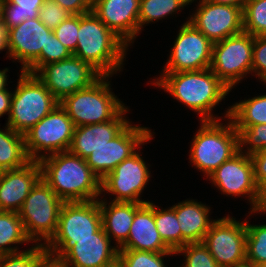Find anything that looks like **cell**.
<instances>
[{"label": "cell", "mask_w": 266, "mask_h": 267, "mask_svg": "<svg viewBox=\"0 0 266 267\" xmlns=\"http://www.w3.org/2000/svg\"><path fill=\"white\" fill-rule=\"evenodd\" d=\"M39 163L42 179L63 202L92 201L101 196V180L84 158L65 151L44 157Z\"/></svg>", "instance_id": "cell-1"}, {"label": "cell", "mask_w": 266, "mask_h": 267, "mask_svg": "<svg viewBox=\"0 0 266 267\" xmlns=\"http://www.w3.org/2000/svg\"><path fill=\"white\" fill-rule=\"evenodd\" d=\"M154 81L153 85L169 92L178 102L197 112L201 116L200 121L221 120L213 116L212 110L231 91L210 68L162 73Z\"/></svg>", "instance_id": "cell-2"}, {"label": "cell", "mask_w": 266, "mask_h": 267, "mask_svg": "<svg viewBox=\"0 0 266 267\" xmlns=\"http://www.w3.org/2000/svg\"><path fill=\"white\" fill-rule=\"evenodd\" d=\"M74 56L90 64L102 76L121 71L128 46L93 11L79 15V31Z\"/></svg>", "instance_id": "cell-3"}, {"label": "cell", "mask_w": 266, "mask_h": 267, "mask_svg": "<svg viewBox=\"0 0 266 267\" xmlns=\"http://www.w3.org/2000/svg\"><path fill=\"white\" fill-rule=\"evenodd\" d=\"M227 120L226 124L219 120L201 121L192 139L189 159L206 177L239 151L238 132L232 120Z\"/></svg>", "instance_id": "cell-4"}, {"label": "cell", "mask_w": 266, "mask_h": 267, "mask_svg": "<svg viewBox=\"0 0 266 267\" xmlns=\"http://www.w3.org/2000/svg\"><path fill=\"white\" fill-rule=\"evenodd\" d=\"M110 76H101L91 86L64 97L59 104L75 127L108 122L124 107L111 91Z\"/></svg>", "instance_id": "cell-5"}, {"label": "cell", "mask_w": 266, "mask_h": 267, "mask_svg": "<svg viewBox=\"0 0 266 267\" xmlns=\"http://www.w3.org/2000/svg\"><path fill=\"white\" fill-rule=\"evenodd\" d=\"M58 104L59 101L35 74L21 71L6 124L24 135Z\"/></svg>", "instance_id": "cell-6"}, {"label": "cell", "mask_w": 266, "mask_h": 267, "mask_svg": "<svg viewBox=\"0 0 266 267\" xmlns=\"http://www.w3.org/2000/svg\"><path fill=\"white\" fill-rule=\"evenodd\" d=\"M48 257L67 267H110L118 262L119 248L101 227L93 237L79 240H50L45 245Z\"/></svg>", "instance_id": "cell-7"}, {"label": "cell", "mask_w": 266, "mask_h": 267, "mask_svg": "<svg viewBox=\"0 0 266 267\" xmlns=\"http://www.w3.org/2000/svg\"><path fill=\"white\" fill-rule=\"evenodd\" d=\"M63 203L43 179L35 185L18 212L32 243L45 246L55 235Z\"/></svg>", "instance_id": "cell-8"}, {"label": "cell", "mask_w": 266, "mask_h": 267, "mask_svg": "<svg viewBox=\"0 0 266 267\" xmlns=\"http://www.w3.org/2000/svg\"><path fill=\"white\" fill-rule=\"evenodd\" d=\"M74 130V123L58 104L24 134L25 148L30 160L40 161L49 155L68 151Z\"/></svg>", "instance_id": "cell-9"}, {"label": "cell", "mask_w": 266, "mask_h": 267, "mask_svg": "<svg viewBox=\"0 0 266 267\" xmlns=\"http://www.w3.org/2000/svg\"><path fill=\"white\" fill-rule=\"evenodd\" d=\"M254 36L242 32L213 43L210 69L230 89L252 73Z\"/></svg>", "instance_id": "cell-10"}, {"label": "cell", "mask_w": 266, "mask_h": 267, "mask_svg": "<svg viewBox=\"0 0 266 267\" xmlns=\"http://www.w3.org/2000/svg\"><path fill=\"white\" fill-rule=\"evenodd\" d=\"M35 75L59 102L91 86L102 76L90 64L74 55L42 66Z\"/></svg>", "instance_id": "cell-11"}, {"label": "cell", "mask_w": 266, "mask_h": 267, "mask_svg": "<svg viewBox=\"0 0 266 267\" xmlns=\"http://www.w3.org/2000/svg\"><path fill=\"white\" fill-rule=\"evenodd\" d=\"M246 238L245 222L228 215L212 222L202 243L220 267H229L246 261Z\"/></svg>", "instance_id": "cell-12"}, {"label": "cell", "mask_w": 266, "mask_h": 267, "mask_svg": "<svg viewBox=\"0 0 266 267\" xmlns=\"http://www.w3.org/2000/svg\"><path fill=\"white\" fill-rule=\"evenodd\" d=\"M178 32L163 73L210 68L213 43L188 21Z\"/></svg>", "instance_id": "cell-13"}, {"label": "cell", "mask_w": 266, "mask_h": 267, "mask_svg": "<svg viewBox=\"0 0 266 267\" xmlns=\"http://www.w3.org/2000/svg\"><path fill=\"white\" fill-rule=\"evenodd\" d=\"M153 137L148 127L129 123L106 145L94 150L85 160L92 172L103 180L118 164L133 155L141 145Z\"/></svg>", "instance_id": "cell-14"}, {"label": "cell", "mask_w": 266, "mask_h": 267, "mask_svg": "<svg viewBox=\"0 0 266 267\" xmlns=\"http://www.w3.org/2000/svg\"><path fill=\"white\" fill-rule=\"evenodd\" d=\"M223 194L232 196L248 195L251 212H259L261 194L254 179L250 155L238 151L222 163L207 179Z\"/></svg>", "instance_id": "cell-15"}, {"label": "cell", "mask_w": 266, "mask_h": 267, "mask_svg": "<svg viewBox=\"0 0 266 267\" xmlns=\"http://www.w3.org/2000/svg\"><path fill=\"white\" fill-rule=\"evenodd\" d=\"M53 33L39 18L27 19L7 31L8 55L21 62L22 72L38 71V56L46 51L48 37Z\"/></svg>", "instance_id": "cell-16"}, {"label": "cell", "mask_w": 266, "mask_h": 267, "mask_svg": "<svg viewBox=\"0 0 266 267\" xmlns=\"http://www.w3.org/2000/svg\"><path fill=\"white\" fill-rule=\"evenodd\" d=\"M195 11L187 21L212 43L244 31L243 9L240 7L199 0Z\"/></svg>", "instance_id": "cell-17"}, {"label": "cell", "mask_w": 266, "mask_h": 267, "mask_svg": "<svg viewBox=\"0 0 266 267\" xmlns=\"http://www.w3.org/2000/svg\"><path fill=\"white\" fill-rule=\"evenodd\" d=\"M137 151L118 164L103 180L101 193L115 195L112 201L147 203L140 195L150 179L146 162Z\"/></svg>", "instance_id": "cell-18"}, {"label": "cell", "mask_w": 266, "mask_h": 267, "mask_svg": "<svg viewBox=\"0 0 266 267\" xmlns=\"http://www.w3.org/2000/svg\"><path fill=\"white\" fill-rule=\"evenodd\" d=\"M102 227L99 199L85 202H64L58 227L51 240H79L93 237Z\"/></svg>", "instance_id": "cell-19"}, {"label": "cell", "mask_w": 266, "mask_h": 267, "mask_svg": "<svg viewBox=\"0 0 266 267\" xmlns=\"http://www.w3.org/2000/svg\"><path fill=\"white\" fill-rule=\"evenodd\" d=\"M140 0H93L94 14L128 47L139 34Z\"/></svg>", "instance_id": "cell-20"}, {"label": "cell", "mask_w": 266, "mask_h": 267, "mask_svg": "<svg viewBox=\"0 0 266 267\" xmlns=\"http://www.w3.org/2000/svg\"><path fill=\"white\" fill-rule=\"evenodd\" d=\"M42 179L39 161L0 171V211L19 212L35 185Z\"/></svg>", "instance_id": "cell-21"}, {"label": "cell", "mask_w": 266, "mask_h": 267, "mask_svg": "<svg viewBox=\"0 0 266 267\" xmlns=\"http://www.w3.org/2000/svg\"><path fill=\"white\" fill-rule=\"evenodd\" d=\"M126 106L110 121L75 127L69 152L86 158L94 150L106 145L116 137L129 123L125 118Z\"/></svg>", "instance_id": "cell-22"}, {"label": "cell", "mask_w": 266, "mask_h": 267, "mask_svg": "<svg viewBox=\"0 0 266 267\" xmlns=\"http://www.w3.org/2000/svg\"><path fill=\"white\" fill-rule=\"evenodd\" d=\"M119 249L173 252L162 240L154 220V203L142 204L136 211L127 241Z\"/></svg>", "instance_id": "cell-23"}, {"label": "cell", "mask_w": 266, "mask_h": 267, "mask_svg": "<svg viewBox=\"0 0 266 267\" xmlns=\"http://www.w3.org/2000/svg\"><path fill=\"white\" fill-rule=\"evenodd\" d=\"M181 229V248L187 243L202 242L214 221L210 220V207L195 200L178 202L171 207Z\"/></svg>", "instance_id": "cell-24"}, {"label": "cell", "mask_w": 266, "mask_h": 267, "mask_svg": "<svg viewBox=\"0 0 266 267\" xmlns=\"http://www.w3.org/2000/svg\"><path fill=\"white\" fill-rule=\"evenodd\" d=\"M109 203L106 200L99 199L102 228L111 240L116 241V246L120 248L128 239L135 211L143 203L122 201H111Z\"/></svg>", "instance_id": "cell-25"}, {"label": "cell", "mask_w": 266, "mask_h": 267, "mask_svg": "<svg viewBox=\"0 0 266 267\" xmlns=\"http://www.w3.org/2000/svg\"><path fill=\"white\" fill-rule=\"evenodd\" d=\"M30 161L24 135L6 124L4 130L0 129V171L20 168Z\"/></svg>", "instance_id": "cell-26"}, {"label": "cell", "mask_w": 266, "mask_h": 267, "mask_svg": "<svg viewBox=\"0 0 266 267\" xmlns=\"http://www.w3.org/2000/svg\"><path fill=\"white\" fill-rule=\"evenodd\" d=\"M228 117L235 127L266 124V95L255 96L233 104L225 113L224 118Z\"/></svg>", "instance_id": "cell-27"}, {"label": "cell", "mask_w": 266, "mask_h": 267, "mask_svg": "<svg viewBox=\"0 0 266 267\" xmlns=\"http://www.w3.org/2000/svg\"><path fill=\"white\" fill-rule=\"evenodd\" d=\"M25 242L32 241L25 233L19 213L0 211V255L19 252V247H13L11 244Z\"/></svg>", "instance_id": "cell-28"}, {"label": "cell", "mask_w": 266, "mask_h": 267, "mask_svg": "<svg viewBox=\"0 0 266 267\" xmlns=\"http://www.w3.org/2000/svg\"><path fill=\"white\" fill-rule=\"evenodd\" d=\"M43 3L44 0H4L1 26L8 31L27 19L38 18Z\"/></svg>", "instance_id": "cell-29"}, {"label": "cell", "mask_w": 266, "mask_h": 267, "mask_svg": "<svg viewBox=\"0 0 266 267\" xmlns=\"http://www.w3.org/2000/svg\"><path fill=\"white\" fill-rule=\"evenodd\" d=\"M190 4L188 0H140L139 32L143 25L162 20L167 15L176 14L181 8L184 9L186 5Z\"/></svg>", "instance_id": "cell-30"}, {"label": "cell", "mask_w": 266, "mask_h": 267, "mask_svg": "<svg viewBox=\"0 0 266 267\" xmlns=\"http://www.w3.org/2000/svg\"><path fill=\"white\" fill-rule=\"evenodd\" d=\"M154 220L156 229L164 243L176 252L181 248V229L175 211L169 207L168 209H159L154 204Z\"/></svg>", "instance_id": "cell-31"}, {"label": "cell", "mask_w": 266, "mask_h": 267, "mask_svg": "<svg viewBox=\"0 0 266 267\" xmlns=\"http://www.w3.org/2000/svg\"><path fill=\"white\" fill-rule=\"evenodd\" d=\"M246 260L258 267L266 266V224L251 225L245 221Z\"/></svg>", "instance_id": "cell-32"}, {"label": "cell", "mask_w": 266, "mask_h": 267, "mask_svg": "<svg viewBox=\"0 0 266 267\" xmlns=\"http://www.w3.org/2000/svg\"><path fill=\"white\" fill-rule=\"evenodd\" d=\"M48 257L43 244H35L30 249L0 255V267H41Z\"/></svg>", "instance_id": "cell-33"}, {"label": "cell", "mask_w": 266, "mask_h": 267, "mask_svg": "<svg viewBox=\"0 0 266 267\" xmlns=\"http://www.w3.org/2000/svg\"><path fill=\"white\" fill-rule=\"evenodd\" d=\"M244 32L266 36V0H247L243 8Z\"/></svg>", "instance_id": "cell-34"}, {"label": "cell", "mask_w": 266, "mask_h": 267, "mask_svg": "<svg viewBox=\"0 0 266 267\" xmlns=\"http://www.w3.org/2000/svg\"><path fill=\"white\" fill-rule=\"evenodd\" d=\"M175 252L155 253L132 249H119L118 262L122 267H166L163 257Z\"/></svg>", "instance_id": "cell-35"}, {"label": "cell", "mask_w": 266, "mask_h": 267, "mask_svg": "<svg viewBox=\"0 0 266 267\" xmlns=\"http://www.w3.org/2000/svg\"><path fill=\"white\" fill-rule=\"evenodd\" d=\"M235 129L238 132L240 152L252 155L258 151L266 150V124H256L250 127H235ZM243 146L247 147V150H243Z\"/></svg>", "instance_id": "cell-36"}, {"label": "cell", "mask_w": 266, "mask_h": 267, "mask_svg": "<svg viewBox=\"0 0 266 267\" xmlns=\"http://www.w3.org/2000/svg\"><path fill=\"white\" fill-rule=\"evenodd\" d=\"M185 254V263L180 267H220L202 242L187 243L175 252Z\"/></svg>", "instance_id": "cell-37"}, {"label": "cell", "mask_w": 266, "mask_h": 267, "mask_svg": "<svg viewBox=\"0 0 266 267\" xmlns=\"http://www.w3.org/2000/svg\"><path fill=\"white\" fill-rule=\"evenodd\" d=\"M79 31V15H71L57 26L53 33L58 40L73 54L76 50Z\"/></svg>", "instance_id": "cell-38"}, {"label": "cell", "mask_w": 266, "mask_h": 267, "mask_svg": "<svg viewBox=\"0 0 266 267\" xmlns=\"http://www.w3.org/2000/svg\"><path fill=\"white\" fill-rule=\"evenodd\" d=\"M72 14L54 0H44L39 12V20L49 29L54 30Z\"/></svg>", "instance_id": "cell-39"}, {"label": "cell", "mask_w": 266, "mask_h": 267, "mask_svg": "<svg viewBox=\"0 0 266 267\" xmlns=\"http://www.w3.org/2000/svg\"><path fill=\"white\" fill-rule=\"evenodd\" d=\"M73 54L67 49L58 38L52 33L46 43V51H41L38 56V70L49 63L62 61Z\"/></svg>", "instance_id": "cell-40"}, {"label": "cell", "mask_w": 266, "mask_h": 267, "mask_svg": "<svg viewBox=\"0 0 266 267\" xmlns=\"http://www.w3.org/2000/svg\"><path fill=\"white\" fill-rule=\"evenodd\" d=\"M252 72L266 84V36H254Z\"/></svg>", "instance_id": "cell-41"}, {"label": "cell", "mask_w": 266, "mask_h": 267, "mask_svg": "<svg viewBox=\"0 0 266 267\" xmlns=\"http://www.w3.org/2000/svg\"><path fill=\"white\" fill-rule=\"evenodd\" d=\"M250 158L253 163L254 179L261 196L266 192V150L258 151Z\"/></svg>", "instance_id": "cell-42"}, {"label": "cell", "mask_w": 266, "mask_h": 267, "mask_svg": "<svg viewBox=\"0 0 266 267\" xmlns=\"http://www.w3.org/2000/svg\"><path fill=\"white\" fill-rule=\"evenodd\" d=\"M72 15L86 14L92 11L93 0H54Z\"/></svg>", "instance_id": "cell-43"}, {"label": "cell", "mask_w": 266, "mask_h": 267, "mask_svg": "<svg viewBox=\"0 0 266 267\" xmlns=\"http://www.w3.org/2000/svg\"><path fill=\"white\" fill-rule=\"evenodd\" d=\"M12 94L7 89L0 91V117L6 113L9 117Z\"/></svg>", "instance_id": "cell-44"}, {"label": "cell", "mask_w": 266, "mask_h": 267, "mask_svg": "<svg viewBox=\"0 0 266 267\" xmlns=\"http://www.w3.org/2000/svg\"><path fill=\"white\" fill-rule=\"evenodd\" d=\"M205 1L214 2L218 4L237 6L243 9L247 0H205Z\"/></svg>", "instance_id": "cell-45"}, {"label": "cell", "mask_w": 266, "mask_h": 267, "mask_svg": "<svg viewBox=\"0 0 266 267\" xmlns=\"http://www.w3.org/2000/svg\"><path fill=\"white\" fill-rule=\"evenodd\" d=\"M8 51L7 31L0 24V51Z\"/></svg>", "instance_id": "cell-46"}, {"label": "cell", "mask_w": 266, "mask_h": 267, "mask_svg": "<svg viewBox=\"0 0 266 267\" xmlns=\"http://www.w3.org/2000/svg\"><path fill=\"white\" fill-rule=\"evenodd\" d=\"M41 267H67L63 265L59 260L47 257L46 260L42 263Z\"/></svg>", "instance_id": "cell-47"}, {"label": "cell", "mask_w": 266, "mask_h": 267, "mask_svg": "<svg viewBox=\"0 0 266 267\" xmlns=\"http://www.w3.org/2000/svg\"><path fill=\"white\" fill-rule=\"evenodd\" d=\"M8 68H5L3 70H0V91L8 89L6 88L7 84V72H8Z\"/></svg>", "instance_id": "cell-48"}, {"label": "cell", "mask_w": 266, "mask_h": 267, "mask_svg": "<svg viewBox=\"0 0 266 267\" xmlns=\"http://www.w3.org/2000/svg\"><path fill=\"white\" fill-rule=\"evenodd\" d=\"M263 212L264 214L266 213V192L261 196V201H260V207H259V212H250L251 215L252 213H261Z\"/></svg>", "instance_id": "cell-49"}, {"label": "cell", "mask_w": 266, "mask_h": 267, "mask_svg": "<svg viewBox=\"0 0 266 267\" xmlns=\"http://www.w3.org/2000/svg\"><path fill=\"white\" fill-rule=\"evenodd\" d=\"M229 267H258V266H256L252 262H249V261L246 260L244 262H241V263H238V264H234V265L229 266Z\"/></svg>", "instance_id": "cell-50"}, {"label": "cell", "mask_w": 266, "mask_h": 267, "mask_svg": "<svg viewBox=\"0 0 266 267\" xmlns=\"http://www.w3.org/2000/svg\"><path fill=\"white\" fill-rule=\"evenodd\" d=\"M4 0H0V24H1V14H2V3Z\"/></svg>", "instance_id": "cell-51"}, {"label": "cell", "mask_w": 266, "mask_h": 267, "mask_svg": "<svg viewBox=\"0 0 266 267\" xmlns=\"http://www.w3.org/2000/svg\"><path fill=\"white\" fill-rule=\"evenodd\" d=\"M110 267H122V265L119 262H117L116 264H114V265H112Z\"/></svg>", "instance_id": "cell-52"}]
</instances>
